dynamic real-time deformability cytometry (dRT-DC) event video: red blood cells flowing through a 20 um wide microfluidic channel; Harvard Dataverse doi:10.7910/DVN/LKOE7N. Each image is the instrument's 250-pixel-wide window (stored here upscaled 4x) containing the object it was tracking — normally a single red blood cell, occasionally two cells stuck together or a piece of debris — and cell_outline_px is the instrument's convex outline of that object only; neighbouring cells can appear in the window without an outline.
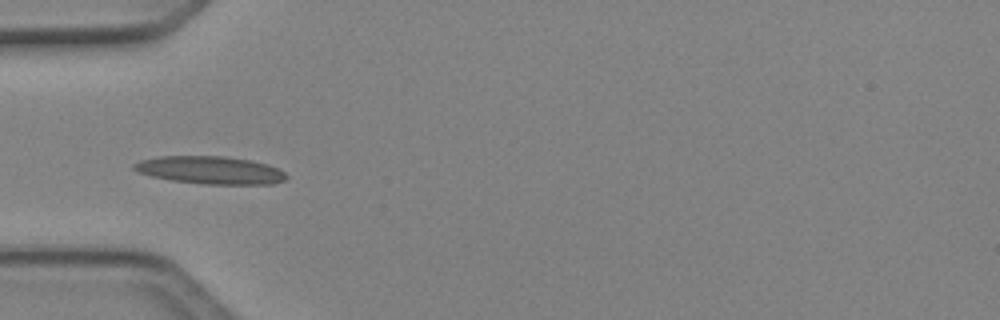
{"species": "Egyptian fruit bat (a non-hibernating species)", "species_latin": "Rousettus aegyptiacus", "temperature_condition": "cold", "stored_images_in_passage": 7, "camera_frame_rate_fps": 3000, "um_per_image_px": 0.085, "animal": {"sex": "female"}, "frame": {"image": 1, "passage_image": 5, "time_ms": 1.333, "image_size_px": [1000, 320], "cell_outline_px": [[288, 176], [284, 180], [272, 184], [204, 184], [172, 180], [152, 176], [136, 172], [132, 168], [132, 164], [140, 160], [156, 156], [224, 156], [248, 160], [268, 164], [284, 172]], "centroid_in_image_um": [17.83, 14.45], "position_along_channel_um": 67.2, "area_um2": 24.62}}
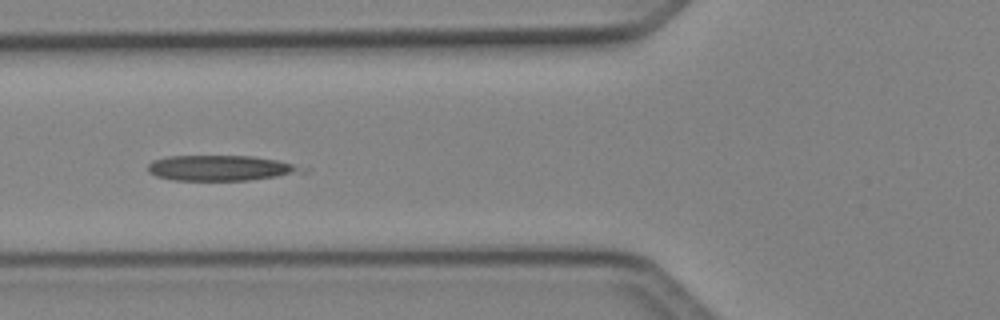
{"frame": {"image": 2, "passage_image": 6, "time_ms": 1.667, "image_size_px": [1000, 320], "cell_outline_px": [[312, 168], [308, 172], [248, 180], [172, 180], [156, 176], [148, 172], [148, 164], [152, 160], [168, 156], [252, 156], [276, 160]], "centroid_in_image_um": [18.8, 14.28], "position_along_channel_um": 107.0, "area_um2": 23.0}}